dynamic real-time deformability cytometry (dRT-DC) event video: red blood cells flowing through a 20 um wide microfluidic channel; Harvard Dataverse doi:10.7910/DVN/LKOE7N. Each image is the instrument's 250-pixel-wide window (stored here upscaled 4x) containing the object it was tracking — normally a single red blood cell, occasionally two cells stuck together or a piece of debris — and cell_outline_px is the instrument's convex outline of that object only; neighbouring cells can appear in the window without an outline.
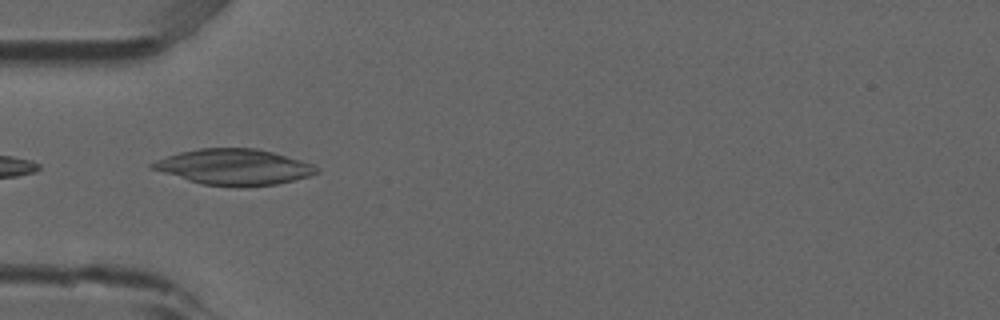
{"species": "common noctule bat (a hibernating species)", "species_latin": "Nyctalus noctula", "temperature_condition": "room temperature", "stored_images_in_passage": 23, "camera_frame_rate_fps": 3000, "um_per_image_px": 0.085, "animal": {"sex": "male", "forearm_length_mm": 52.5}, "frame": {"image": 1, "passage_image": 1, "time_ms": 0.0, "image_size_px": [1000, 320], "cell_outline_px": [[320, 172], [308, 176], [276, 184], [236, 188], [204, 184], [188, 180], [152, 168], [148, 164], [168, 156], [180, 152], [200, 148], [256, 148], [272, 152], [300, 160], [312, 164], [320, 168]], "centroid_in_image_um": [19.93, 14.2], "position_along_channel_um": 65.1, "area_um2": 33.99}}